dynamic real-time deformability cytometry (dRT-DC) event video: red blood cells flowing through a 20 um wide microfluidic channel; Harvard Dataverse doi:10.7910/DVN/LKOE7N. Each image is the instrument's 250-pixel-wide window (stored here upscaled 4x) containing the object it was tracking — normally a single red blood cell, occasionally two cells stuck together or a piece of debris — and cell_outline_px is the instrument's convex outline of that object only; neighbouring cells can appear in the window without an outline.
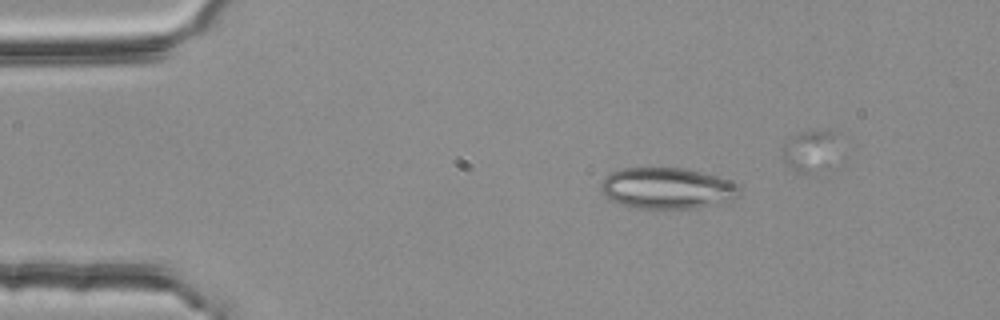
{"species": "common noctule bat (a hibernating species)", "species_latin": "Nyctalus noctula", "temperature_condition": "room temperature", "stored_images_in_passage": 3, "segment_of_instrument_passage": [1, 2], "camera_frame_rate_fps": 3000, "um_per_image_px": 0.085, "animal": {"sex": "female", "body_mass_g": 25.1}, "frame": {"image": 1, "passage_image": 1, "time_ms": 0.0, "image_size_px": [1000, 320], "cell_outline_px": [[740, 196], [732, 200], [720, 204], [696, 208], [636, 208], [620, 204], [604, 196], [600, 188], [600, 180], [612, 172], [624, 168], [684, 168], [716, 176], [728, 180], [736, 184], [740, 188]], "centroid_in_image_um": [56.71, 16.01], "position_along_channel_um": 28.3, "area_um2": 33.41}}